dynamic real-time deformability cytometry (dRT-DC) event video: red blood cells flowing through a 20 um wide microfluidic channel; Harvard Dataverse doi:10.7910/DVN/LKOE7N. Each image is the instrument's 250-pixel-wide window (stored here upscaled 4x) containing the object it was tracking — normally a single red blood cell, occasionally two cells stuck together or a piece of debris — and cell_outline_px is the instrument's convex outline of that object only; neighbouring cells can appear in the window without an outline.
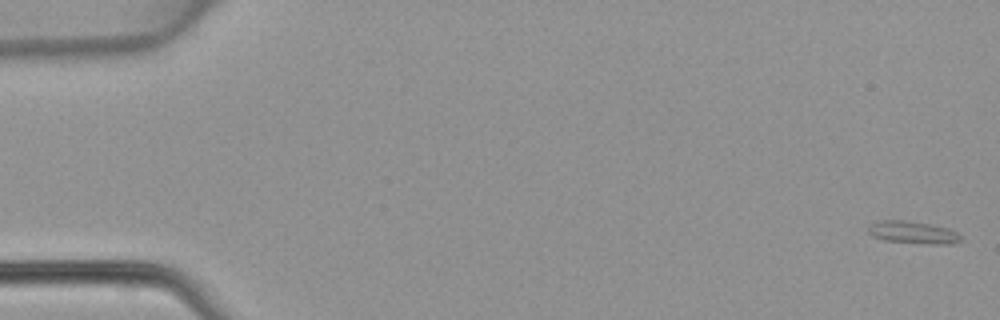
{"species": "common noctule bat (a hibernating species)", "species_latin": "Nyctalus noctula", "temperature_condition": "warm", "stored_images_in_passage": 49, "camera_frame_rate_fps": 3000, "um_per_image_px": 0.085, "animal": {"sex": "female", "body_mass_g": 22.7, "forearm_length_mm": 54.2}, "frame": {"image": 1, "passage_image": 1, "time_ms": 0.0, "image_size_px": [1000, 320], "cell_outline_px": [[960, 240], [952, 244], [932, 244], [884, 240], [872, 236], [868, 232], [868, 224], [880, 220], [908, 220], [948, 228], [956, 232], [960, 236]], "centroid_in_image_um": [77.55, 19.74], "position_along_channel_um": 7.5, "area_um2": 12.02}}
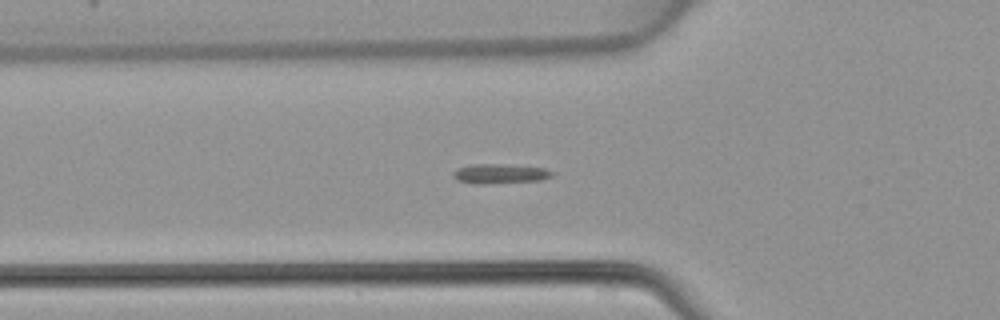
{"frame": {"image": 2, "passage_image": 17, "time_ms": 5.333, "image_size_px": [1000, 320], "cell_outline_px": [[556, 172], [552, 176], [540, 180], [484, 184], [472, 184], [456, 180], [452, 176], [452, 172], [456, 168], [472, 164], [504, 164], [544, 168]], "centroid_in_image_um": [42.45, 14.76], "position_along_channel_um": 83.4, "area_um2": 11.5}}
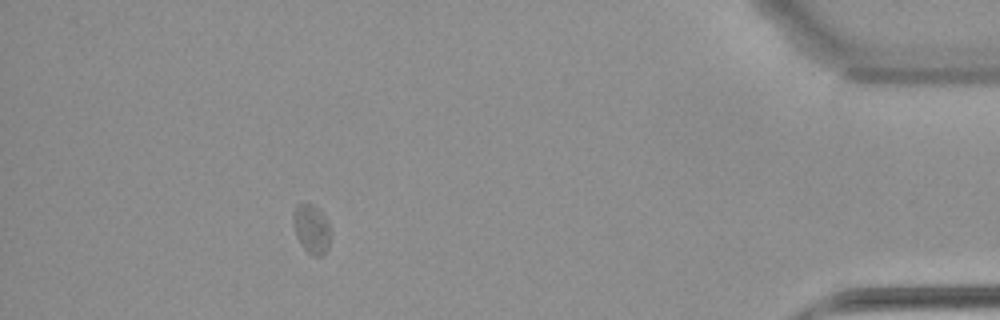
{"frame": {"image": 3, "passage_image": 44, "time_ms": 14.333, "image_size_px": [1000, 320], "cell_outline_px": [[332, 232], [328, 248], [320, 256], [312, 256], [300, 244], [292, 224], [292, 212], [296, 204], [312, 204], [324, 216]], "centroid_in_image_um": [26.46, 19.46], "position_along_channel_um": 408.7, "area_um2": 10.75}}